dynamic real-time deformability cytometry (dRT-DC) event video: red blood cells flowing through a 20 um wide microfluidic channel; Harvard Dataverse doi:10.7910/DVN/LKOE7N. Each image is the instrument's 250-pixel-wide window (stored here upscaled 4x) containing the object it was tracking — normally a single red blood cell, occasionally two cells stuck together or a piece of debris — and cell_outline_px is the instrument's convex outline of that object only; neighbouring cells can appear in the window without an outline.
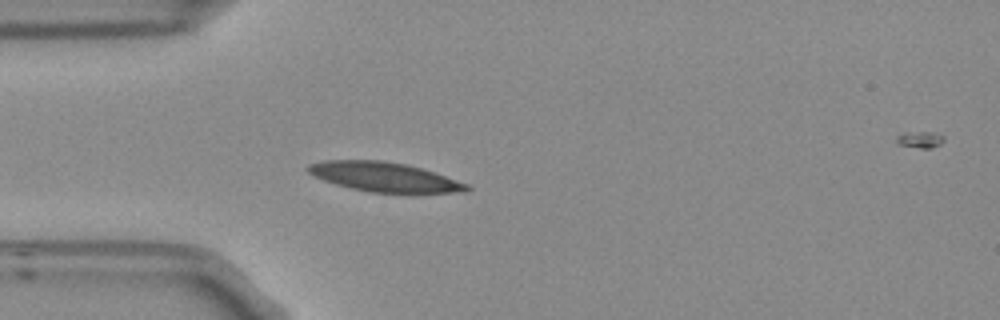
{"species": "Egyptian fruit bat (a non-hibernating species)", "species_latin": "Rousettus aegyptiacus", "temperature_condition": "room temperature", "stored_images_in_passage": 4, "camera_frame_rate_fps": 3000, "um_per_image_px": 0.085, "frame": {"image": 1, "passage_image": 4, "time_ms": 1.0, "image_size_px": [1000, 320], "cell_outline_px": [[472, 188], [468, 192], [416, 196], [408, 196], [368, 192], [336, 184], [324, 180], [308, 172], [304, 168], [308, 164], [324, 160], [380, 160], [404, 164], [420, 168], [468, 184]], "centroid_in_image_um": [32.77, 15.11], "position_along_channel_um": 52.2, "area_um2": 28.32}}